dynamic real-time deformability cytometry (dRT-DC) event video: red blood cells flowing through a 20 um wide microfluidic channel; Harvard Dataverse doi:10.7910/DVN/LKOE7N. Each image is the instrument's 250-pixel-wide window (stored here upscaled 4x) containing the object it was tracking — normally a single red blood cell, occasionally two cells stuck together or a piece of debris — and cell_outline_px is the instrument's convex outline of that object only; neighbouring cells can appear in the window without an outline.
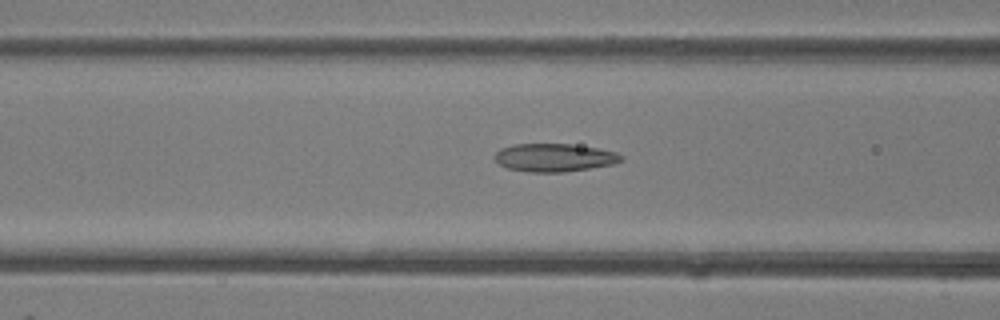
{"species": "common noctule bat (a hibernating species)", "species_latin": "Nyctalus noctula", "temperature_condition": "room temperature", "stored_images_in_passage": 38, "camera_frame_rate_fps": 3000, "um_per_image_px": 0.085, "animal": {"sex": "female"}, "frame": {"image": 1, "passage_image": 17, "time_ms": 5.333, "image_size_px": [1000, 320], "cell_outline_px": [[624, 160], [612, 164], [564, 172], [528, 172], [508, 168], [500, 164], [492, 156], [500, 148], [512, 144], [572, 144], [596, 148], [616, 152], [624, 156]], "centroid_in_image_um": [47.1, 13.39], "position_along_channel_um": 119.5, "area_um2": 20.69}}
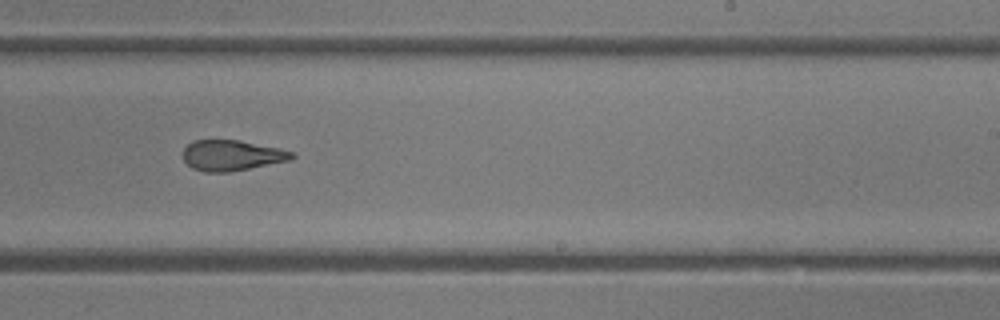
{"frame": {"image": 2, "passage_image": 26, "time_ms": 8.333, "image_size_px": [1000, 320], "cell_outline_px": [[296, 156], [288, 160], [228, 172], [204, 172], [192, 168], [184, 160], [184, 148], [192, 140], [236, 140], [280, 148], [292, 152]], "centroid_in_image_um": [19.66, 13.2], "position_along_channel_um": 269.3, "area_um2": 19.07}}
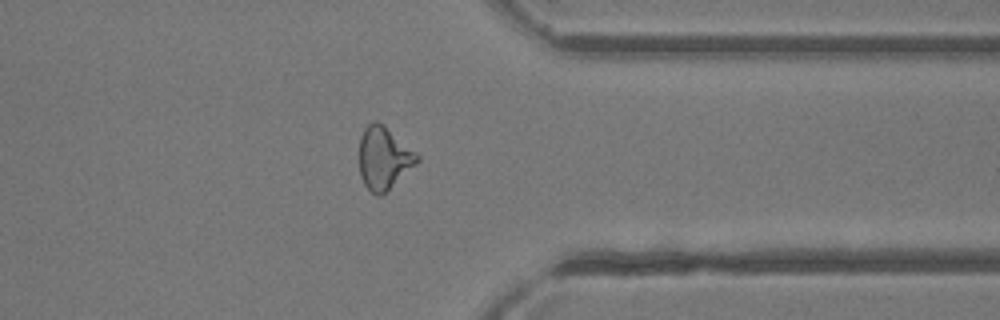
{"frame": {"image": 3, "passage_image": 33, "time_ms": 10.667, "image_size_px": [1000, 320], "cell_outline_px": [[420, 160], [416, 164], [380, 196], [376, 196], [364, 184], [360, 176], [360, 136], [364, 128], [372, 120], [376, 120], [384, 124], [416, 152], [420, 156]], "centroid_in_image_um": [32.62, 13.39], "position_along_channel_um": 378.8, "area_um2": 20.98}}